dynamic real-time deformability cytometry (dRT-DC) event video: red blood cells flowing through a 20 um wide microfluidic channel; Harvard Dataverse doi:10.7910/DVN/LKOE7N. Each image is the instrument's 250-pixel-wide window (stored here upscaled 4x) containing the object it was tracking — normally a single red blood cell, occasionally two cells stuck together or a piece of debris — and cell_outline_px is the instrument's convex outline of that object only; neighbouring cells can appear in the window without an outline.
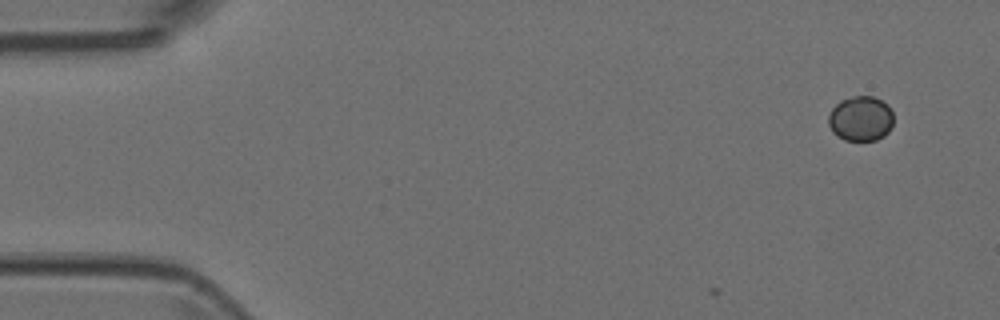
{"species": "Egyptian fruit bat (a non-hibernating species)", "species_latin": "Rousettus aegyptiacus", "temperature_condition": "room temperature", "stored_images_in_passage": 3, "camera_frame_rate_fps": 3000, "um_per_image_px": 0.085, "animal": {"sex": "female"}, "frame": {"image": 1, "passage_image": 1, "time_ms": 0.0, "image_size_px": [1000, 320], "cell_outline_px": [[892, 128], [884, 136], [876, 140], [844, 140], [832, 132], [828, 124], [828, 116], [832, 108], [840, 100], [852, 96], [872, 96], [888, 104], [892, 112]], "centroid_in_image_um": [73.15, 10.08], "position_along_channel_um": 11.8, "area_um2": 17.17}}